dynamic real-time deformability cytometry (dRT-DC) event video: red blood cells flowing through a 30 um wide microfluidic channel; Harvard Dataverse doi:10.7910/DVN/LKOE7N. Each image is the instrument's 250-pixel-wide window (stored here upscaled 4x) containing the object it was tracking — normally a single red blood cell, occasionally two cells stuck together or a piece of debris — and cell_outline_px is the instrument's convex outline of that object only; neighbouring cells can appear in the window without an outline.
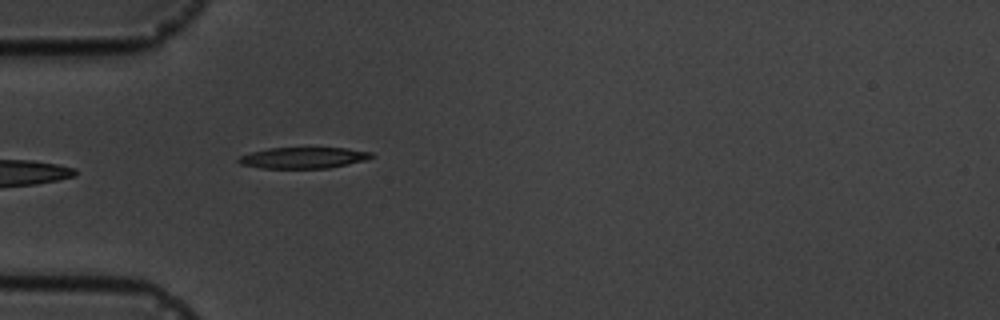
{"species": "common noctule bat (a hibernating species)", "species_latin": "Nyctalus noctula", "temperature_condition": "cold", "stored_images_in_passage": 5, "camera_frame_rate_fps": 3000, "um_per_image_px": 0.085, "animal": {"sex": "male", "body_mass_g": 19.5, "forearm_length_mm": 54.6}, "frame": {"image": 1, "passage_image": 5, "time_ms": 5.667, "image_size_px": [1000, 320], "cell_outline_px": [[376, 156], [364, 160], [348, 164], [328, 168], [260, 168], [240, 164], [236, 160], [240, 156], [252, 152], [268, 148], [348, 148], [372, 152]], "centroid_in_image_um": [25.79, 13.41], "position_along_channel_um": 59.2, "area_um2": 16.36}}